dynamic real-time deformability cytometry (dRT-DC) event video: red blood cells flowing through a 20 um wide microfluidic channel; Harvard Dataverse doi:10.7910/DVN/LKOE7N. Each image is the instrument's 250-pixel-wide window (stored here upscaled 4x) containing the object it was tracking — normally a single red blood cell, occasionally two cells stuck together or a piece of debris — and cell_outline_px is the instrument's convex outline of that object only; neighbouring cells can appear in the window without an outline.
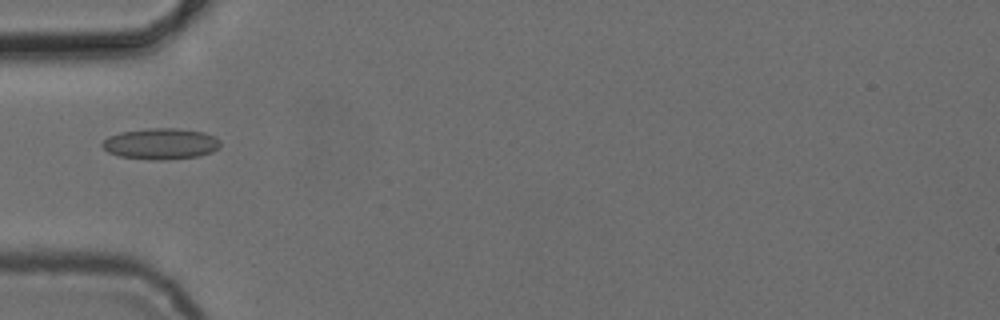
{"species": "common noctule bat (a hibernating species)", "species_latin": "Nyctalus noctula", "temperature_condition": "cold", "stored_images_in_passage": 3, "camera_frame_rate_fps": 3000, "um_per_image_px": 0.085, "animal": {"sex": "female", "body_mass_g": 24.6, "forearm_length_mm": 56.2}, "frame": {"image": 1, "passage_image": 3, "time_ms": 2.333, "image_size_px": [1000, 320], "cell_outline_px": [[220, 148], [212, 152], [196, 156], [160, 160], [148, 160], [120, 156], [108, 152], [100, 144], [108, 136], [120, 132], [148, 128], [176, 128], [204, 132], [216, 136], [220, 140]], "centroid_in_image_um": [13.67, 12.21], "position_along_channel_um": 71.3, "area_um2": 21.5}}